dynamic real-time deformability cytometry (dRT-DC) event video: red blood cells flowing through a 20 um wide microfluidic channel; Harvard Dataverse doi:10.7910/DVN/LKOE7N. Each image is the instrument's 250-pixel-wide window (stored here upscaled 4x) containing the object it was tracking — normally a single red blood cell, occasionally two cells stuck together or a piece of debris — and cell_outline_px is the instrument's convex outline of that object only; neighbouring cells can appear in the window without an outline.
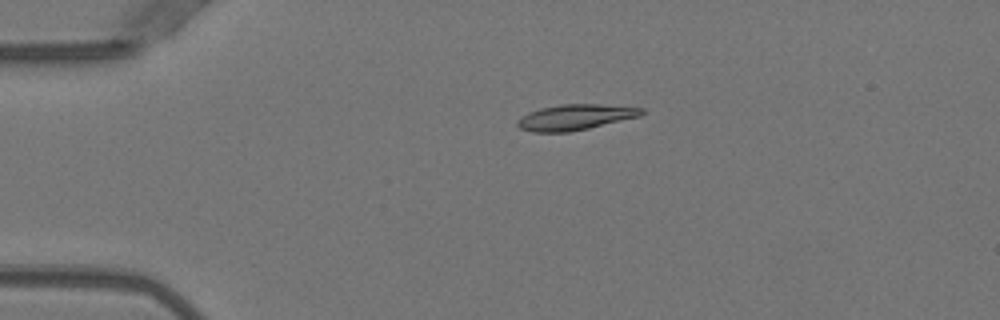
{"species": "Egyptian fruit bat (a non-hibernating species)", "species_latin": "Rousettus aegyptiacus", "temperature_condition": "warm", "stored_images_in_passage": 41, "camera_frame_rate_fps": 3000, "um_per_image_px": 0.085, "animal": {"sex": "female"}, "frame": {"image": 1, "passage_image": 1, "time_ms": 0.0, "image_size_px": [1000, 320], "cell_outline_px": [[644, 112], [640, 116], [588, 128], [568, 132], [532, 132], [520, 128], [516, 124], [516, 120], [528, 112], [540, 108], [560, 104], [600, 104], [644, 108]], "centroid_in_image_um": [48.86, 9.95], "position_along_channel_um": 36.1, "area_um2": 18.5}}
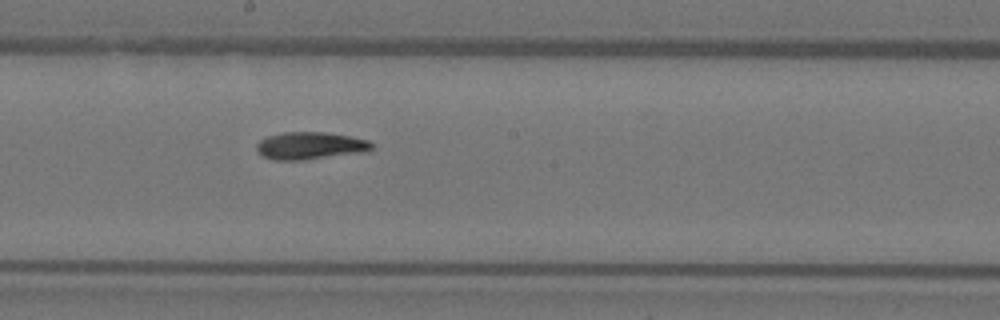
{"frame": {"image": 2, "passage_image": 18, "time_ms": 5.667, "image_size_px": [1000, 320], "cell_outline_px": [[372, 148], [368, 152], [304, 160], [272, 160], [264, 156], [256, 148], [256, 144], [260, 140], [268, 136], [284, 132], [324, 132], [348, 136], [368, 140], [372, 144]], "centroid_in_image_um": [26.38, 12.39], "position_along_channel_um": 221.8, "area_um2": 18.38}}
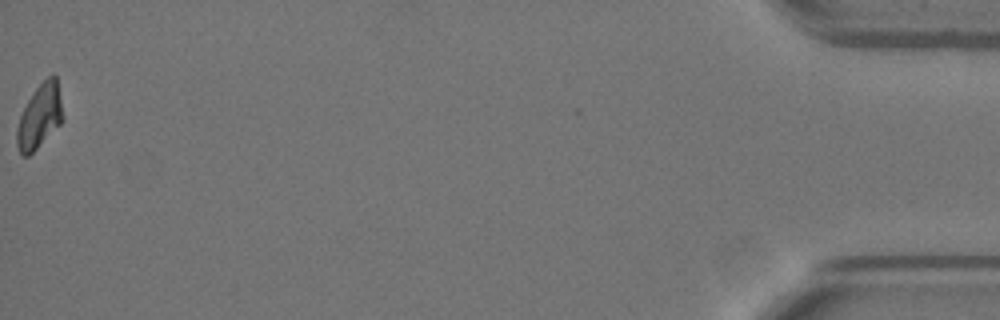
{"frame": {"image": 3, "passage_image": 41, "time_ms": 13.333, "image_size_px": [1000, 320], "cell_outline_px": [[64, 116], [60, 124], [28, 156], [24, 156], [20, 152], [16, 144], [16, 128], [20, 116], [28, 100], [36, 88], [52, 72], [56, 76]], "centroid_in_image_um": [3.37, 9.87], "position_along_channel_um": 431.8, "area_um2": 16.94}, "authors_computed_cell_mechanics": {"area_um2": 18.207, "velocity_mm_per_s": 4.0004, "shape_relaxation_time_tau1_ms": 9.3958, "shape_relaxation_time_tau2_ms": 4.1668, "deformation_change_tau1": 0.258, "deformation_change_tau2": 0.0956}}